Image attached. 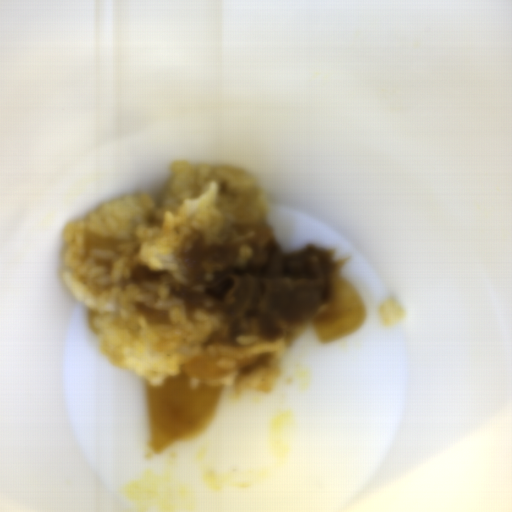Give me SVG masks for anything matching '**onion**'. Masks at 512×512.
<instances>
[{
  "mask_svg": "<svg viewBox=\"0 0 512 512\" xmlns=\"http://www.w3.org/2000/svg\"><path fill=\"white\" fill-rule=\"evenodd\" d=\"M213 353L189 360L162 383L145 386L152 452H163L170 443L188 442L201 433L214 413L223 381L231 373Z\"/></svg>",
  "mask_w": 512,
  "mask_h": 512,
  "instance_id": "onion-1",
  "label": "onion"
},
{
  "mask_svg": "<svg viewBox=\"0 0 512 512\" xmlns=\"http://www.w3.org/2000/svg\"><path fill=\"white\" fill-rule=\"evenodd\" d=\"M366 321L367 309L359 290L338 276L331 300L311 325L319 343L327 345L351 337Z\"/></svg>",
  "mask_w": 512,
  "mask_h": 512,
  "instance_id": "onion-2",
  "label": "onion"
},
{
  "mask_svg": "<svg viewBox=\"0 0 512 512\" xmlns=\"http://www.w3.org/2000/svg\"><path fill=\"white\" fill-rule=\"evenodd\" d=\"M118 242L116 239L109 238L96 233H89L85 237L84 249L85 251H114Z\"/></svg>",
  "mask_w": 512,
  "mask_h": 512,
  "instance_id": "onion-3",
  "label": "onion"
}]
</instances>
